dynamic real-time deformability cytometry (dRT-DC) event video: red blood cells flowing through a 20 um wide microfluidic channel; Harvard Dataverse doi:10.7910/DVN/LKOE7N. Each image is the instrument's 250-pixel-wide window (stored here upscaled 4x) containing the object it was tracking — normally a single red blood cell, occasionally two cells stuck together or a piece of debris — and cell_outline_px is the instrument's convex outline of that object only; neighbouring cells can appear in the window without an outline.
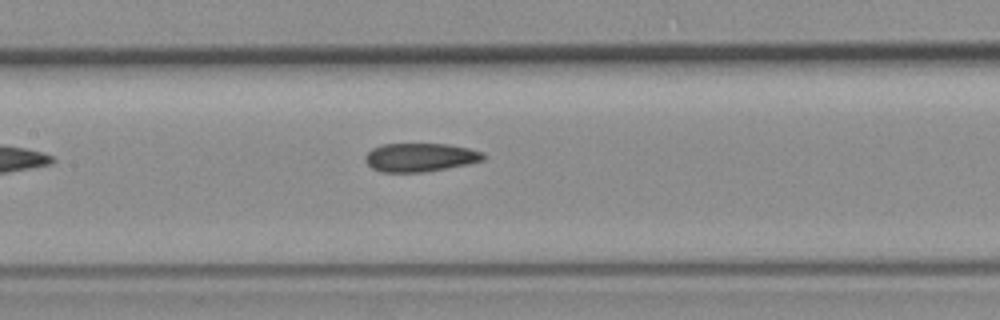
{"species": "common noctule bat (a hibernating species)", "species_latin": "Nyctalus noctula", "temperature_condition": "room temperature", "stored_images_in_passage": 7, "camera_frame_rate_fps": 3000, "um_per_image_px": 0.085, "animal": {"sex": "female", "body_mass_g": 19.3, "forearm_length_mm": 54.1}, "frame": {"image": 1, "passage_image": 7, "time_ms": 7.0, "image_size_px": [1000, 320], "cell_outline_px": [[484, 160], [468, 164], [424, 172], [380, 172], [372, 168], [364, 160], [364, 156], [372, 148], [380, 144], [448, 144], [468, 148], [484, 152]], "centroid_in_image_um": [35.69, 13.37], "position_along_channel_um": 171.7, "area_um2": 19.71}}